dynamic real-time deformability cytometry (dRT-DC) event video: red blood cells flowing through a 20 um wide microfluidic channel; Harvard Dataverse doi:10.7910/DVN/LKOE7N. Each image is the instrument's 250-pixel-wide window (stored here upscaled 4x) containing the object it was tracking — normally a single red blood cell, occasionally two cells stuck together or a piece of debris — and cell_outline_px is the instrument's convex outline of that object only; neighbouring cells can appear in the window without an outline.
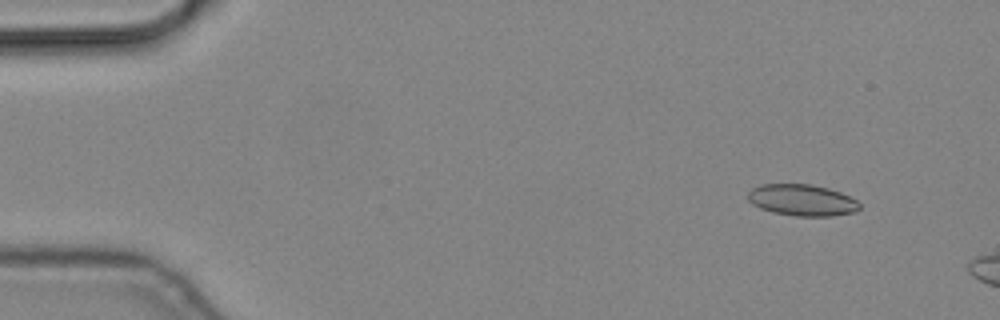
{"species": "common noctule bat (a hibernating species)", "species_latin": "Nyctalus noctula", "temperature_condition": "cold", "stored_images_in_passage": 4, "camera_frame_rate_fps": 3000, "um_per_image_px": 0.085, "animal": {"sex": "male", "body_mass_g": 19.2, "forearm_length_mm": 51.8}, "frame": {"image": 1, "passage_image": 2, "time_ms": 0.333, "image_size_px": [1000, 320], "cell_outline_px": [[860, 208], [856, 212], [832, 216], [796, 216], [772, 212], [760, 208], [752, 204], [748, 200], [748, 192], [752, 188], [760, 184], [808, 184], [828, 188], [840, 192], [856, 200], [860, 204]], "centroid_in_image_um": [68.16, 17.01], "position_along_channel_um": 16.8, "area_um2": 20.52}}